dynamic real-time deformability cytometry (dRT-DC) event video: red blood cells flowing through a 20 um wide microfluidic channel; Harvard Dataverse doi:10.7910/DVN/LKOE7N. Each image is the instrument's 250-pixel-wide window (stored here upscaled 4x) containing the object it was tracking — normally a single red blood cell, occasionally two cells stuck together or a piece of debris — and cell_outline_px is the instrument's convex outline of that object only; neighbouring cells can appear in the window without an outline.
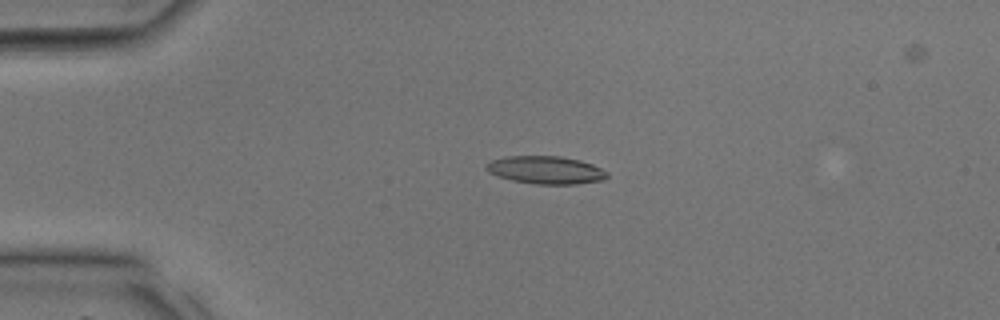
{"species": "common noctule bat (a hibernating species)", "species_latin": "Nyctalus noctula", "temperature_condition": "room temperature", "stored_images_in_passage": 29, "camera_frame_rate_fps": 3000, "um_per_image_px": 0.085, "animal": {"sex": "male", "body_mass_g": 17.9, "forearm_length_mm": 54.2}, "frame": {"image": 1, "passage_image": 1, "time_ms": 0.0, "image_size_px": [1000, 320], "cell_outline_px": [[608, 176], [604, 180], [576, 184], [536, 184], [512, 180], [496, 176], [488, 172], [488, 164], [492, 160], [504, 156], [560, 156], [580, 160], [592, 164], [608, 172]], "centroid_in_image_um": [46.42, 14.45], "position_along_channel_um": 38.6, "area_um2": 19.54}}
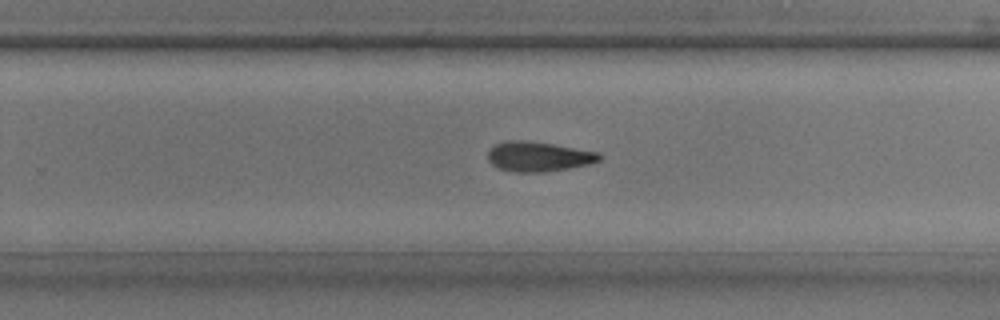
{"frame": {"image": 2, "passage_image": 16, "time_ms": 5.0, "image_size_px": [1000, 320], "cell_outline_px": [[600, 160], [588, 164], [568, 168], [544, 172], [516, 172], [500, 168], [492, 164], [488, 160], [488, 152], [496, 144], [508, 140], [524, 140], [552, 144], [600, 152]], "centroid_in_image_um": [45.77, 13.3], "position_along_channel_um": 284.0, "area_um2": 19.13}}
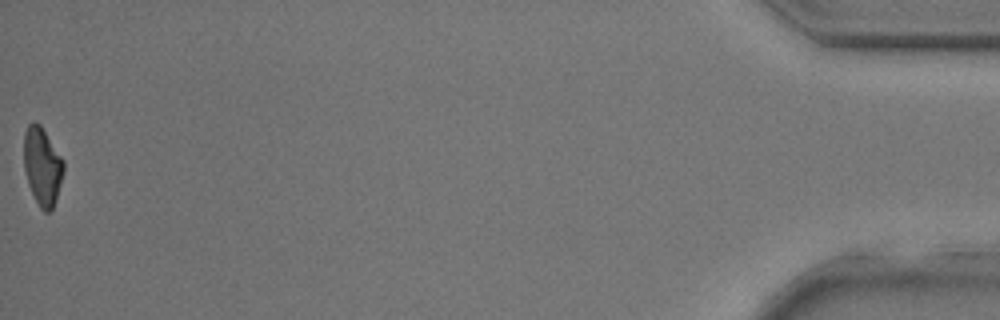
{"frame": {"image": 3, "passage_image": 29, "time_ms": 9.333, "image_size_px": [1000, 320], "cell_outline_px": [[64, 172], [52, 208], [48, 212], [44, 212], [40, 208], [28, 184], [24, 168], [24, 132], [28, 124], [32, 120], [36, 120], [40, 124], [64, 160]], "centroid_in_image_um": [3.58, 14.07], "position_along_channel_um": 431.6, "area_um2": 17.98}}